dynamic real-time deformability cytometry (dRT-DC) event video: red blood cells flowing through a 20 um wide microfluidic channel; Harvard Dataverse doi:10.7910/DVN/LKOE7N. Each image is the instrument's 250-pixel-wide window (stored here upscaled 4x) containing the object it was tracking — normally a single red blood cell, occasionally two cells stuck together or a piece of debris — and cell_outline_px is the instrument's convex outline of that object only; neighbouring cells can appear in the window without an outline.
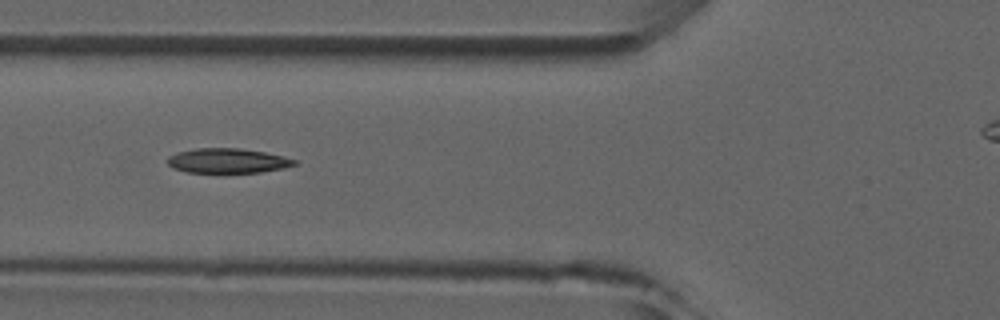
{"species": "common noctule bat (a hibernating species)", "species_latin": "Nyctalus noctula", "temperature_condition": "room temperature", "stored_images_in_passage": 5, "camera_frame_rate_fps": 3000, "um_per_image_px": 0.085, "animal": {"sex": "male", "forearm_length_mm": 52.5}, "frame": {"image": 1, "passage_image": 4, "time_ms": 4.667, "image_size_px": [1000, 320], "cell_outline_px": [[296, 164], [284, 168], [260, 172], [184, 172], [172, 168], [168, 164], [168, 156], [176, 152], [196, 148], [240, 148], [264, 152], [284, 156], [296, 160]], "centroid_in_image_um": [19.32, 13.66], "position_along_channel_um": 106.5, "area_um2": 18.26}}
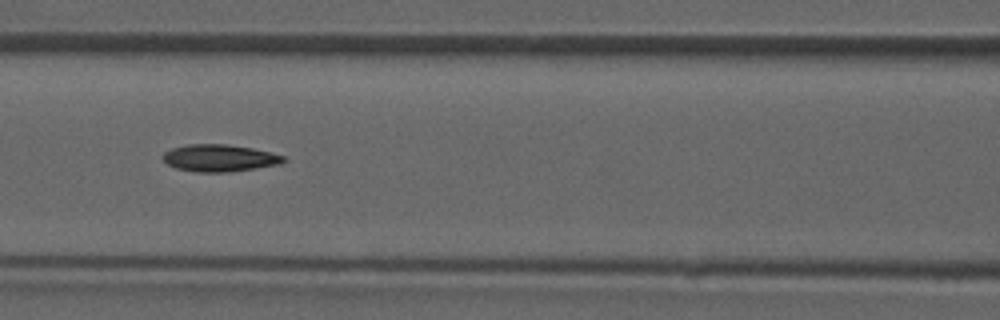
{"frame": {"image": 2, "passage_image": 5, "time_ms": 5.667, "image_size_px": [1000, 320], "cell_outline_px": [[288, 160], [280, 164], [228, 172], [196, 172], [176, 168], [168, 164], [164, 160], [164, 152], [172, 148], [188, 144], [224, 144], [252, 148], [284, 156]], "centroid_in_image_um": [18.66, 13.43], "position_along_channel_um": 147.9, "area_um2": 18.84}}